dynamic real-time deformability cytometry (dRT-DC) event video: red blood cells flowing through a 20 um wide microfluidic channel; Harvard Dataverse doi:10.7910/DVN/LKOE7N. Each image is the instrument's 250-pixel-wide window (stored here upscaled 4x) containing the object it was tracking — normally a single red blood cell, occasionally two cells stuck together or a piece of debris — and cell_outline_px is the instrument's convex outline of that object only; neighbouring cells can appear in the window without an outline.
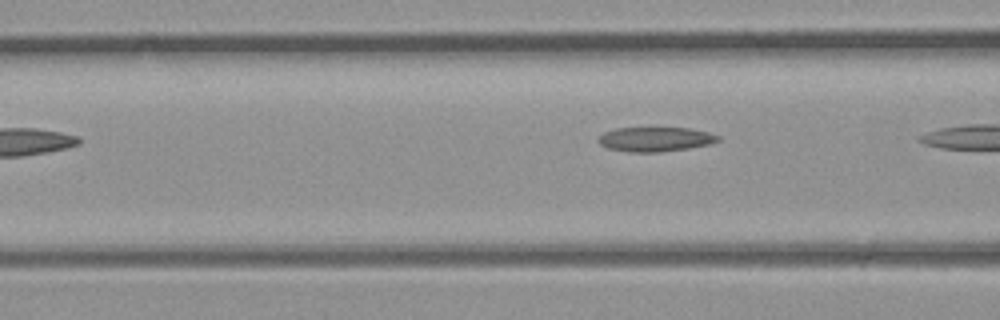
{"species": "common noctule bat (a hibernating species)", "species_latin": "Nyctalus noctula", "temperature_condition": "room temperature", "stored_images_in_passage": 6, "camera_frame_rate_fps": 3000, "um_per_image_px": 0.085, "animal": {"sex": "male", "body_mass_g": 23.1, "forearm_length_mm": 52.7}, "frame": {"image": 1, "passage_image": 5, "time_ms": 1.333, "image_size_px": [1000, 320], "cell_outline_px": [[720, 140], [708, 144], [688, 148], [660, 152], [628, 152], [608, 148], [600, 144], [596, 140], [604, 132], [616, 128], [688, 128], [708, 132], [720, 136]], "centroid_in_image_um": [55.68, 11.83], "position_along_channel_um": 110.9, "area_um2": 16.99}}